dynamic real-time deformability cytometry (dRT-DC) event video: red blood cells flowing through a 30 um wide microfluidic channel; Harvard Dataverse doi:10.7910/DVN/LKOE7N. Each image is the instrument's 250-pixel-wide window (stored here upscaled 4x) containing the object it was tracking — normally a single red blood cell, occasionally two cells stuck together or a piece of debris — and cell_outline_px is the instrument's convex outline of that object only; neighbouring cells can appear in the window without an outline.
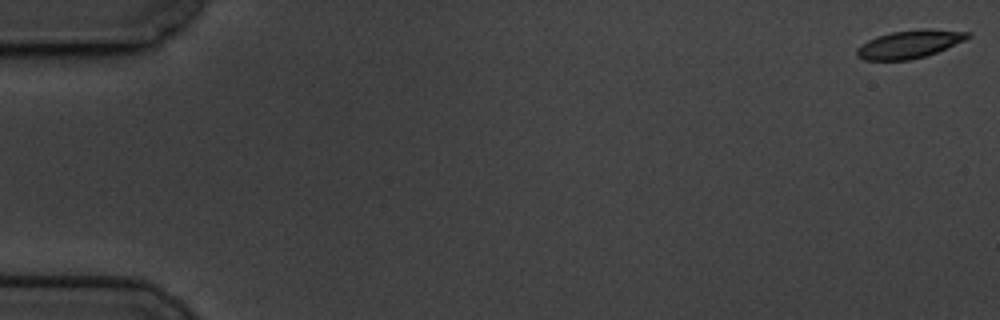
{"species": "common noctule bat (a hibernating species)", "species_latin": "Nyctalus noctula", "temperature_condition": "cold", "stored_images_in_passage": 60, "camera_frame_rate_fps": 3000, "um_per_image_px": 0.085, "animal": {"sex": "male", "body_mass_g": 19.5, "forearm_length_mm": 54.6}, "frame": {"image": 1, "passage_image": 1, "time_ms": 0.0, "image_size_px": [1000, 320], "cell_outline_px": [[972, 36], [964, 40], [936, 52], [924, 56], [908, 60], [864, 60], [856, 56], [856, 48], [868, 40], [876, 36], [892, 32], [924, 28], [928, 28], [972, 32]], "centroid_in_image_um": [77.3, 3.74], "position_along_channel_um": 7.7, "area_um2": 18.09}}
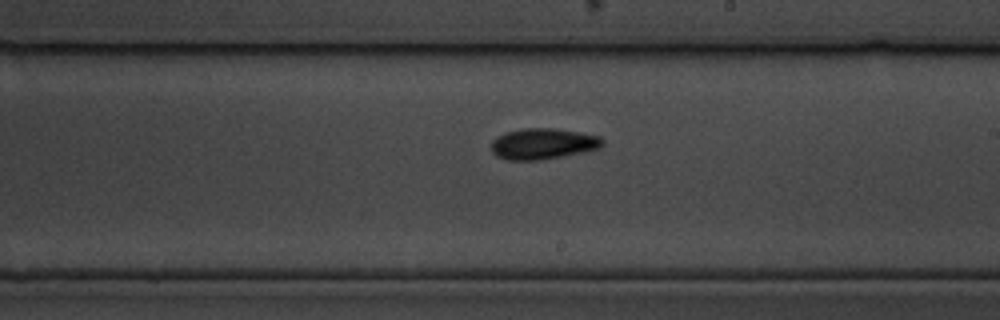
{"frame": {"image": 2, "passage_image": 35, "time_ms": 11.333, "image_size_px": [1000, 320], "cell_outline_px": [[604, 144], [600, 148], [540, 160], [508, 160], [496, 156], [492, 152], [492, 140], [496, 136], [504, 132], [524, 128], [556, 128], [600, 136], [604, 140]], "centroid_in_image_um": [46.13, 12.21], "position_along_channel_um": 242.9, "area_um2": 20.06}}
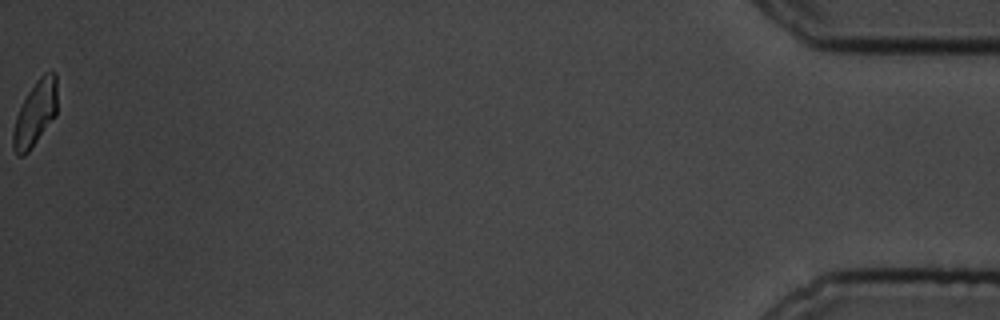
{"frame": {"image": 3, "passage_image": 60, "time_ms": 19.667, "image_size_px": [1000, 320], "cell_outline_px": [[56, 116], [28, 152], [24, 156], [16, 156], [12, 148], [12, 132], [16, 116], [28, 92], [36, 80], [44, 72], [56, 72]], "centroid_in_image_um": [2.98, 9.67], "position_along_channel_um": 432.2, "area_um2": 16.76}, "authors_computed_cell_mechanics": {"area_um2": 18.5827, "velocity_mm_per_s": 3.4082, "shape_relaxation_time_tau1_ms": 3.212, "shape_relaxation_time_tau2_ms": 6.6366, "deformation_change_tau1": 0.1164, "deformation_change_tau2": 0.0947}}